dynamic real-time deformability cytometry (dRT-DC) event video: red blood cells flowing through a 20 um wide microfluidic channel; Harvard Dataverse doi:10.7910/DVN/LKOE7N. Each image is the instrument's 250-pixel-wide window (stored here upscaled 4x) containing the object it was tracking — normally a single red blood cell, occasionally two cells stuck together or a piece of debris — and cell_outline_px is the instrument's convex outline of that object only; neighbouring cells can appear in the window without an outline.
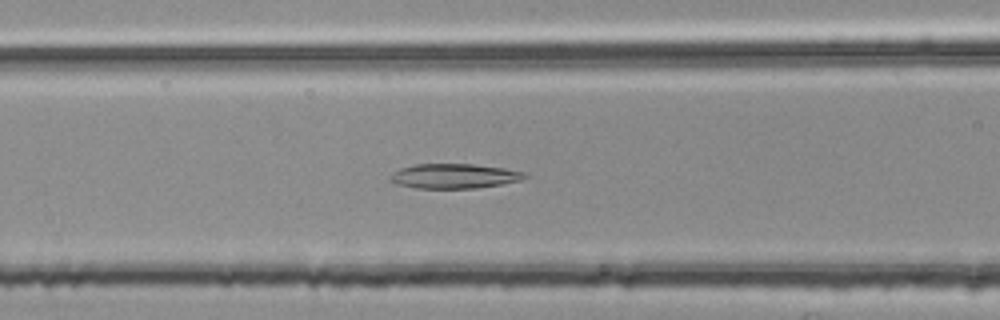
{"species": "common noctule bat (a hibernating species)", "species_latin": "Nyctalus noctula", "temperature_condition": "room temperature", "stored_images_in_passage": 39, "camera_frame_rate_fps": 3000, "um_per_image_px": 0.085, "animal": {"sex": "female", "body_mass_g": 25.1}, "frame": {"image": 1, "passage_image": 7, "time_ms": 2.0, "image_size_px": [1000, 320], "cell_outline_px": [[528, 176], [520, 180], [500, 184], [476, 188], [416, 188], [396, 184], [388, 180], [388, 176], [392, 172], [400, 168], [416, 164], [472, 164], [504, 168], [528, 172]], "centroid_in_image_um": [38.57, 14.96], "position_along_channel_um": 128.0, "area_um2": 19.48}}
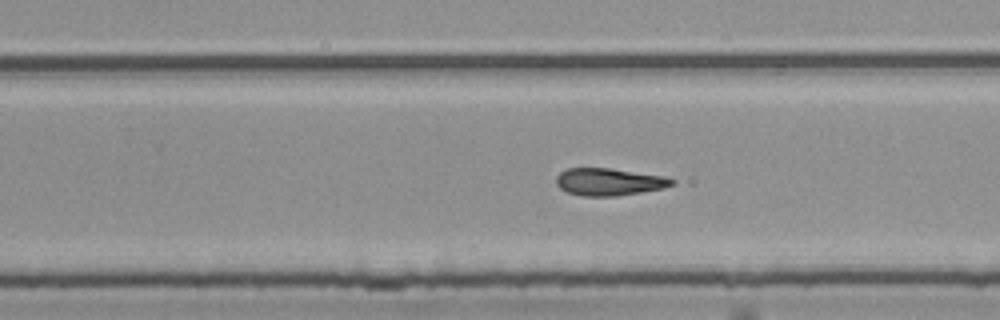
{"frame": {"image": 2, "passage_image": 19, "time_ms": 6.0, "image_size_px": [1000, 320], "cell_outline_px": [[676, 184], [664, 188], [616, 196], [580, 196], [568, 192], [560, 188], [556, 184], [556, 176], [560, 172], [568, 168], [608, 168], [664, 176], [676, 180]], "centroid_in_image_um": [51.77, 15.46], "position_along_channel_um": 278.0, "area_um2": 18.44}}
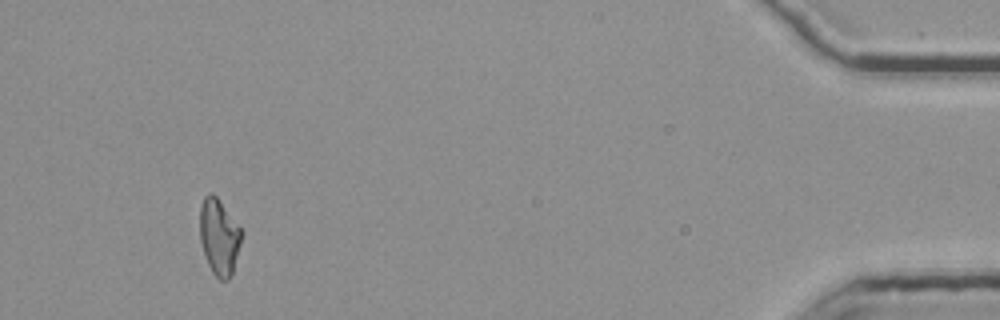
{"frame": {"image": 3, "passage_image": 36, "time_ms": 11.667, "image_size_px": [1000, 320], "cell_outline_px": [[244, 232], [232, 272], [228, 280], [220, 280], [212, 272], [208, 264], [200, 240], [200, 208], [204, 196], [208, 192], [212, 192], [216, 196]], "centroid_in_image_um": [18.63, 20.11], "position_along_channel_um": 416.6, "area_um2": 18.38}, "authors_computed_cell_mechanics": {"area_um2": 18.9006, "velocity_mm_per_s": 3.7691, "shape_relaxation_time_tau1_ms": null, "shape_relaxation_time_tau2_ms": 10.7948, "deformation_change_tau1": null, "deformation_change_tau2": 0.2369}}